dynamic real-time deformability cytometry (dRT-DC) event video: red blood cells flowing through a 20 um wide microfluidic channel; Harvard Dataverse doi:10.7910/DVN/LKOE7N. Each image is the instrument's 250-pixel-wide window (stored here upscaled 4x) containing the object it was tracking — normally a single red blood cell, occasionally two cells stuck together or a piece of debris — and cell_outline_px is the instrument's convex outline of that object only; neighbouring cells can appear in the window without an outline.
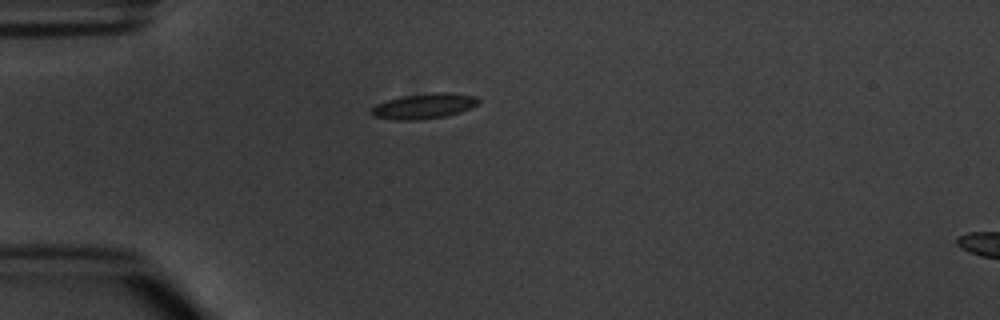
{"species": "common noctule bat (a hibernating species)", "species_latin": "Nyctalus noctula", "temperature_condition": "warm", "stored_images_in_passage": 6, "camera_frame_rate_fps": 3000, "um_per_image_px": 0.085, "animal": {"sex": "male", "body_mass_g": 20.1, "forearm_length_mm": 53.5}, "frame": {"image": 1, "passage_image": 6, "time_ms": 6.667, "image_size_px": [1000, 320], "cell_outline_px": [[480, 104], [472, 108], [460, 112], [444, 116], [416, 120], [396, 120], [372, 116], [368, 112], [376, 104], [388, 100], [404, 96], [436, 92], [444, 92], [476, 96], [480, 100]], "centroid_in_image_um": [36.05, 9.02], "position_along_channel_um": 48.9, "area_um2": 15.78}}